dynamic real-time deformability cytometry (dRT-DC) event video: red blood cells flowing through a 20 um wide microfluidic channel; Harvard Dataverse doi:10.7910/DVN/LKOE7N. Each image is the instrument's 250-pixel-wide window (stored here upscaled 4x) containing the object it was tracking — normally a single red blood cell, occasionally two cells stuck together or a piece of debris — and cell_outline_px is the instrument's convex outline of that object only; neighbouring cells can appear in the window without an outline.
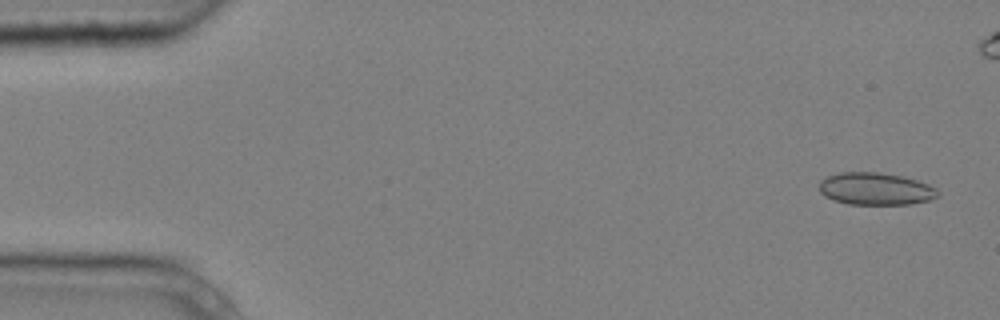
{"species": "common noctule bat (a hibernating species)", "species_latin": "Nyctalus noctula", "temperature_condition": "cold", "stored_images_in_passage": 5, "camera_frame_rate_fps": 3000, "um_per_image_px": 0.085, "animal": {"sex": "male", "body_mass_g": 20.4}, "frame": {"image": 1, "passage_image": 1, "time_ms": 0.0, "image_size_px": [1000, 320], "cell_outline_px": [[940, 196], [928, 200], [912, 204], [848, 204], [832, 200], [824, 196], [820, 192], [820, 180], [828, 176], [840, 172], [880, 172], [900, 176], [916, 180], [928, 184], [936, 188], [940, 192]], "centroid_in_image_um": [74.43, 16.05], "position_along_channel_um": 10.6, "area_um2": 22.43}}